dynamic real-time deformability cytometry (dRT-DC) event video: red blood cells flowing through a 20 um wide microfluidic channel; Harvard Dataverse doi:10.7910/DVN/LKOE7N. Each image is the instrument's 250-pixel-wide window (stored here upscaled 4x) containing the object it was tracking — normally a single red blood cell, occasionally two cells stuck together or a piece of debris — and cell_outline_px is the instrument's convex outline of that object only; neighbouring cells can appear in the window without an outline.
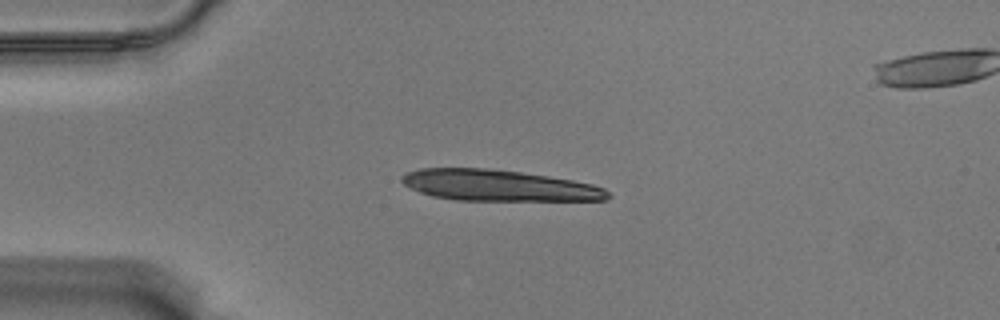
{"species": "Egyptian fruit bat (a non-hibernating species)", "species_latin": "Rousettus aegyptiacus", "temperature_condition": "warm", "stored_images_in_passage": 43, "camera_frame_rate_fps": 3000, "um_per_image_px": 0.085, "animal": {"sex": "male"}, "frame": {"image": 1, "passage_image": 1, "time_ms": 0.0, "image_size_px": [1000, 320], "cell_outline_px": [[612, 196], [608, 200], [456, 200], [432, 196], [420, 192], [404, 184], [400, 180], [400, 176], [408, 172], [420, 168], [488, 168], [520, 172], [548, 176], [572, 180], [592, 184], [604, 188]], "centroid_in_image_um": [42.38, 15.76], "position_along_channel_um": 42.6, "area_um2": 37.28}}
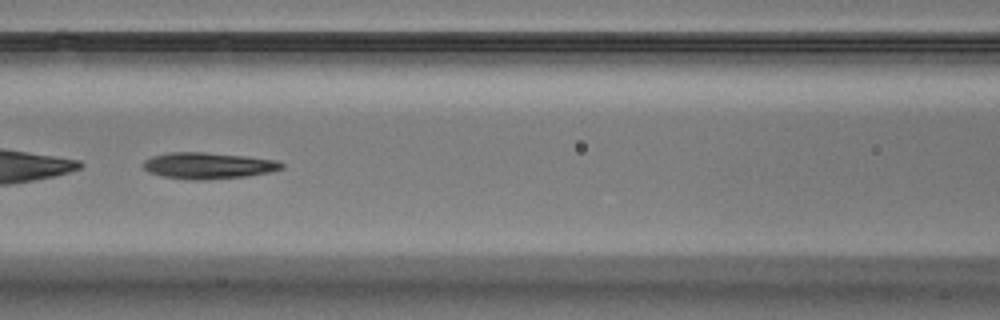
{"frame": {"image": 2, "passage_image": 13, "time_ms": 4.0, "image_size_px": [1000, 320], "cell_outline_px": [[284, 168], [272, 172], [248, 176], [208, 180], [192, 180], [164, 176], [148, 172], [144, 168], [144, 160], [152, 156], [168, 152], [204, 152], [244, 156], [276, 160], [284, 164]], "centroid_in_image_um": [17.72, 14.08], "position_along_channel_um": 148.9, "area_um2": 21.33}, "authors_computed_cell_mechanics": {"area_um2": 21.5016, "velocity_mm_per_s": 3.5341, "shape_relaxation_time_tau1_ms": 3.0427, "shape_relaxation_time_tau2_ms": 4.1955, "deformation_change_tau1": 0.1771, "deformation_change_tau2": 0.1394}}